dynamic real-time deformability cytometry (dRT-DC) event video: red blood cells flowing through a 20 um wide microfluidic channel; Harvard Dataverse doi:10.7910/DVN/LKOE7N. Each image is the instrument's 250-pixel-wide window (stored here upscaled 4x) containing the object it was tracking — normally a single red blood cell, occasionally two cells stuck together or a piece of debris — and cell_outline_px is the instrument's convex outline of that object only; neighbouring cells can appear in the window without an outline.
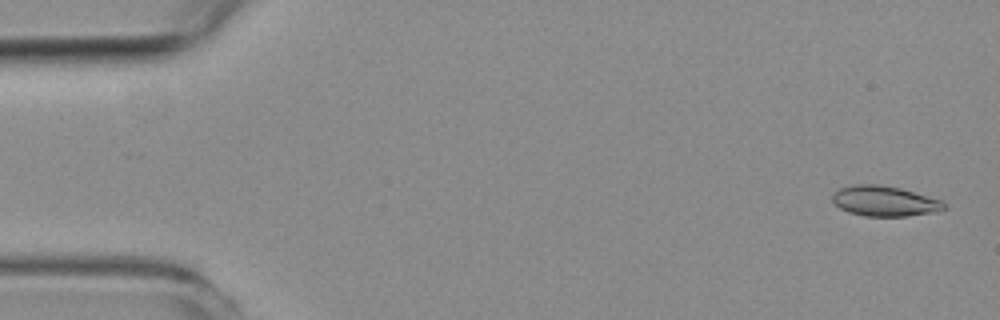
{"species": "common noctule bat (a hibernating species)", "species_latin": "Nyctalus noctula", "temperature_condition": "room temperature", "stored_images_in_passage": 6, "segment_of_instrument_passage": [2, 2], "camera_frame_rate_fps": 3000, "um_per_image_px": 0.085, "animal": {"sex": "female", "body_mass_g": 19.3, "forearm_length_mm": 54.1}, "frame": {"image": 1, "passage_image": 6, "time_ms": 1.667, "image_size_px": [1000, 320], "cell_outline_px": [[948, 208], [936, 212], [908, 216], [864, 216], [848, 212], [840, 208], [832, 200], [832, 196], [840, 188], [852, 184], [880, 184], [900, 188], [940, 200]], "centroid_in_image_um": [75.18, 17.09], "position_along_channel_um": 9.8, "area_um2": 19.65}}